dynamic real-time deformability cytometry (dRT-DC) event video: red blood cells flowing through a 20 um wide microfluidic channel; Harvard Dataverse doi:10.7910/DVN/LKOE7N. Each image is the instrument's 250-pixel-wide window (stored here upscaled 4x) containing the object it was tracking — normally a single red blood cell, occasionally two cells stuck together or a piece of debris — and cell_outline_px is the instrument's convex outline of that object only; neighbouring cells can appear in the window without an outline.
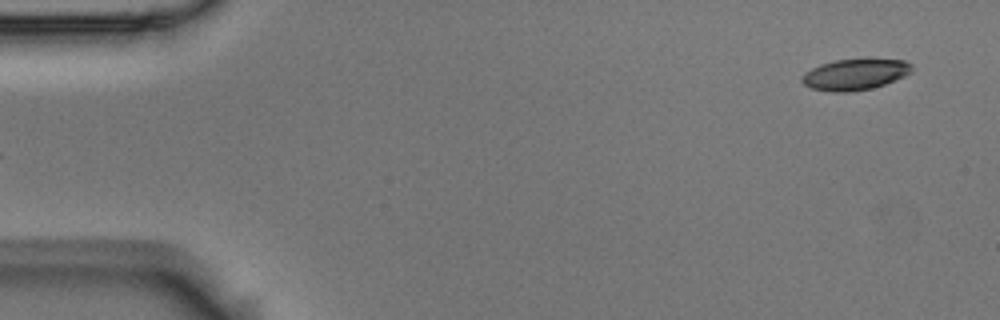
{"species": "Egyptian fruit bat (a non-hibernating species)", "species_latin": "Rousettus aegyptiacus", "temperature_condition": "room temperature", "stored_images_in_passage": 4, "camera_frame_rate_fps": 3000, "um_per_image_px": 0.085, "animal": {"sex": "male"}, "frame": {"image": 1, "passage_image": 4, "time_ms": 1.0, "image_size_px": [1000, 320], "cell_outline_px": [[912, 72], [904, 76], [884, 84], [872, 88], [852, 92], [832, 92], [812, 88], [804, 84], [800, 80], [800, 76], [804, 72], [820, 64], [836, 60], [868, 56], [904, 60], [912, 64]], "centroid_in_image_um": [72.7, 6.28], "position_along_channel_um": 12.3, "area_um2": 20.69}}